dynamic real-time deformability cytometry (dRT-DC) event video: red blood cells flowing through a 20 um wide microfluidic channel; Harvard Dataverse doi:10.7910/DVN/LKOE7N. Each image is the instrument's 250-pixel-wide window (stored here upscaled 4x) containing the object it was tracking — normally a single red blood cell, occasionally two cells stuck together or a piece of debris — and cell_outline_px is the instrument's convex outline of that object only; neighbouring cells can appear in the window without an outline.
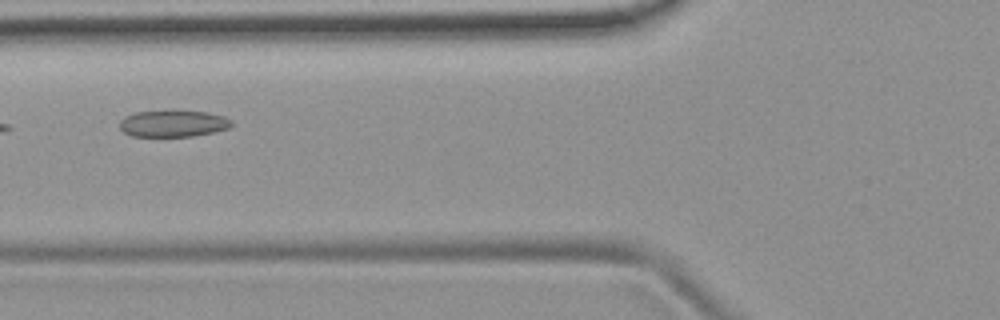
{"species": "common noctule bat (a hibernating species)", "species_latin": "Nyctalus noctula", "temperature_condition": "room temperature", "stored_images_in_passage": 3, "camera_frame_rate_fps": 3000, "um_per_image_px": 0.085, "animal": {"sex": "female", "body_mass_g": 19.9}, "frame": {"image": 1, "passage_image": 3, "time_ms": 2.0, "image_size_px": [1000, 320], "cell_outline_px": [[232, 124], [228, 128], [212, 132], [192, 136], [132, 136], [124, 132], [120, 128], [120, 120], [124, 116], [136, 112], [168, 108], [208, 112], [224, 116], [232, 120]], "centroid_in_image_um": [14.7, 10.45], "position_along_channel_um": 111.1, "area_um2": 17.98}}